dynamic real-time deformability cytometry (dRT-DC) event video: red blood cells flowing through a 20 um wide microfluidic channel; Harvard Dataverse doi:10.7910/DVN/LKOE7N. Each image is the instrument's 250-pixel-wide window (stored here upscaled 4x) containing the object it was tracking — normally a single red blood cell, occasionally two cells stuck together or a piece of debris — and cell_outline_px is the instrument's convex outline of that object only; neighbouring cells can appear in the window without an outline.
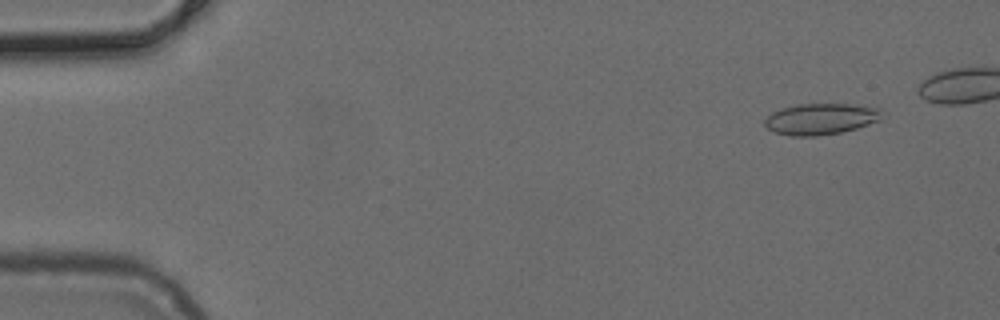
{"species": "common noctule bat (a hibernating species)", "species_latin": "Nyctalus noctula", "temperature_condition": "cold", "stored_images_in_passage": 42, "camera_frame_rate_fps": 3000, "um_per_image_px": 0.085, "animal": {"sex": "female", "body_mass_g": 24.6, "forearm_length_mm": 56.2}, "frame": {"image": 1, "passage_image": 4, "time_ms": 1.0, "image_size_px": [1000, 320], "cell_outline_px": [[880, 120], [856, 128], [840, 132], [816, 136], [792, 136], [776, 132], [768, 128], [764, 124], [764, 120], [772, 112], [796, 104], [848, 104], [880, 108]], "centroid_in_image_um": [69.74, 10.11], "position_along_channel_um": 15.3, "area_um2": 20.98}}
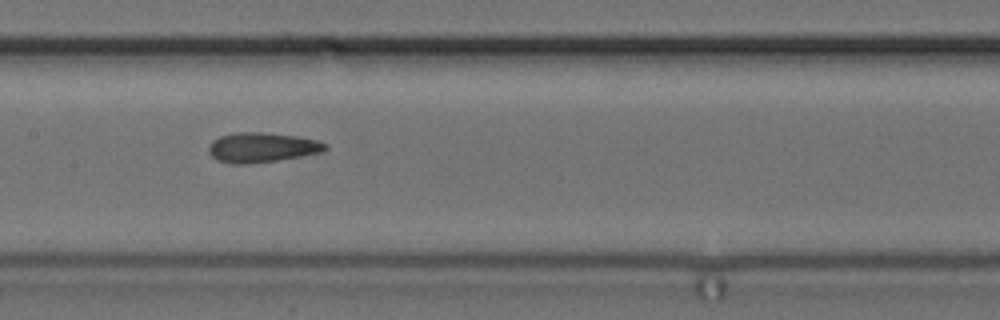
{"frame": {"image": 2, "passage_image": 25, "time_ms": 8.0, "image_size_px": [1000, 320], "cell_outline_px": [[328, 148], [320, 152], [300, 156], [276, 160], [248, 164], [232, 164], [220, 160], [212, 156], [208, 152], [208, 148], [212, 140], [220, 136], [236, 132], [260, 132], [292, 136], [316, 140], [328, 144]], "centroid_in_image_um": [22.23, 12.53], "position_along_channel_um": 185.2, "area_um2": 19.94}}
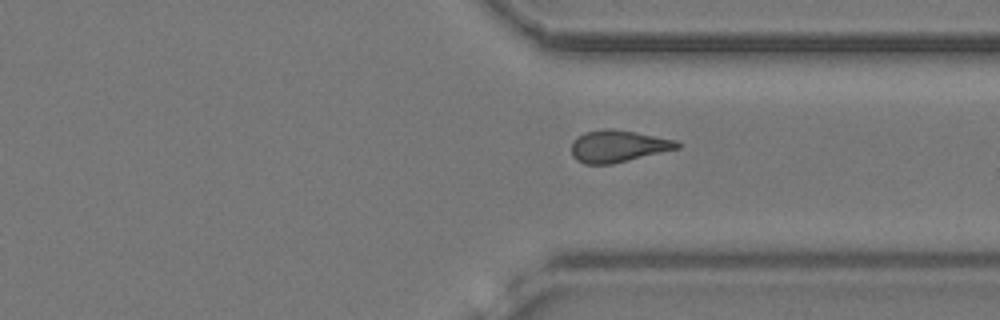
{"frame": {"image": 3, "passage_image": 38, "time_ms": 12.333, "image_size_px": [1000, 320], "cell_outline_px": [[680, 148], [612, 164], [584, 164], [576, 160], [572, 156], [572, 140], [584, 132], [604, 128], [612, 128], [636, 132], [676, 140], [680, 144]], "centroid_in_image_um": [52.51, 12.42], "position_along_channel_um": 358.9, "area_um2": 19.83}}